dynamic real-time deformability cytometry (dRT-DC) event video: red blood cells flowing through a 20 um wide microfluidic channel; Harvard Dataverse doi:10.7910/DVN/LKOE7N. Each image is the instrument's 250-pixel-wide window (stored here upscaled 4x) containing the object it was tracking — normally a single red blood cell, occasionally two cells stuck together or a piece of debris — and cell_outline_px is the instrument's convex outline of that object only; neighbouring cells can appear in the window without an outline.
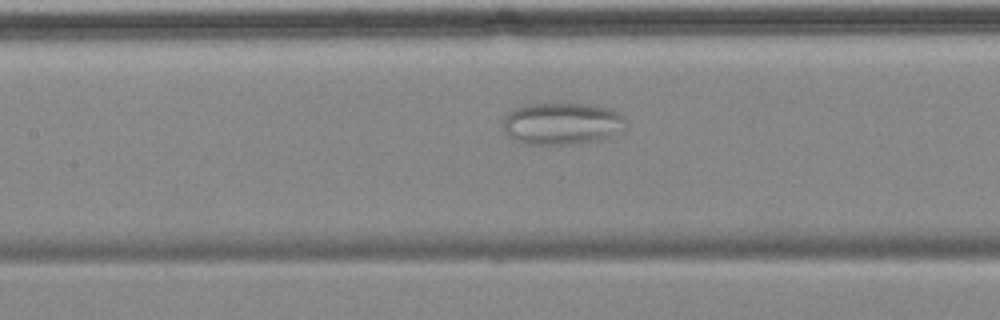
{"species": "common noctule bat (a hibernating species)", "species_latin": "Nyctalus noctula", "temperature_condition": "cold", "stored_images_in_passage": 7, "camera_frame_rate_fps": 3000, "um_per_image_px": 0.085, "animal": {"sex": "female", "body_mass_g": 18.4}, "frame": {"image": 1, "passage_image": 7, "time_ms": 8.0, "image_size_px": [1000, 320], "cell_outline_px": [[628, 120], [608, 136], [600, 140], [568, 144], [524, 144], [508, 136], [504, 128], [504, 116], [512, 108], [528, 104], [592, 104], [608, 108], [624, 116]], "centroid_in_image_um": [47.69, 10.49], "position_along_channel_um": 159.7, "area_um2": 29.65}}